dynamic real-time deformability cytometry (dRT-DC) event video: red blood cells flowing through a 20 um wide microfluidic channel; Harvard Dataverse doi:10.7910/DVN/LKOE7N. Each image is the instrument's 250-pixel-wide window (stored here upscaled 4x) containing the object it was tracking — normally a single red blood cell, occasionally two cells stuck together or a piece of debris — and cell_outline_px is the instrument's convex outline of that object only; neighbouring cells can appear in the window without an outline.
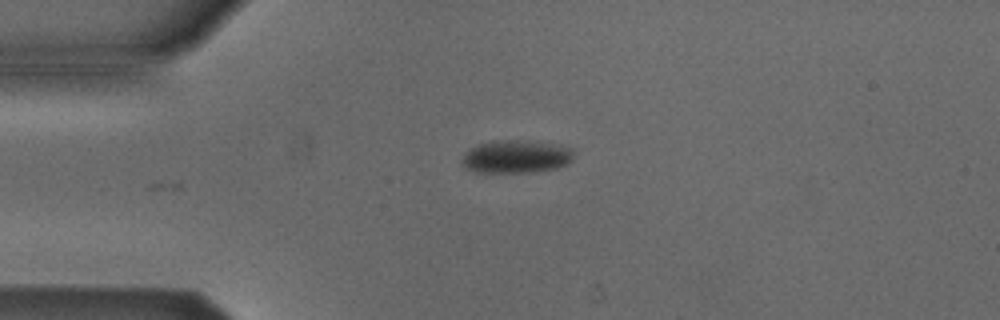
{"species": "Egyptian fruit bat (a non-hibernating species)", "species_latin": "Rousettus aegyptiacus", "temperature_condition": "cold", "stored_images_in_passage": 2, "camera_frame_rate_fps": 3000, "um_per_image_px": 0.085, "animal": {"sex": "male"}, "frame": {"image": 1, "passage_image": 2, "time_ms": 1.0, "image_size_px": [1000, 320], "cell_outline_px": [[572, 160], [568, 164], [556, 168], [532, 172], [476, 172], [464, 168], [460, 164], [460, 160], [464, 152], [480, 144], [504, 140], [516, 140], [560, 144], [572, 148]], "centroid_in_image_um": [43.85, 13.32], "position_along_channel_um": 41.1, "area_um2": 21.5}}